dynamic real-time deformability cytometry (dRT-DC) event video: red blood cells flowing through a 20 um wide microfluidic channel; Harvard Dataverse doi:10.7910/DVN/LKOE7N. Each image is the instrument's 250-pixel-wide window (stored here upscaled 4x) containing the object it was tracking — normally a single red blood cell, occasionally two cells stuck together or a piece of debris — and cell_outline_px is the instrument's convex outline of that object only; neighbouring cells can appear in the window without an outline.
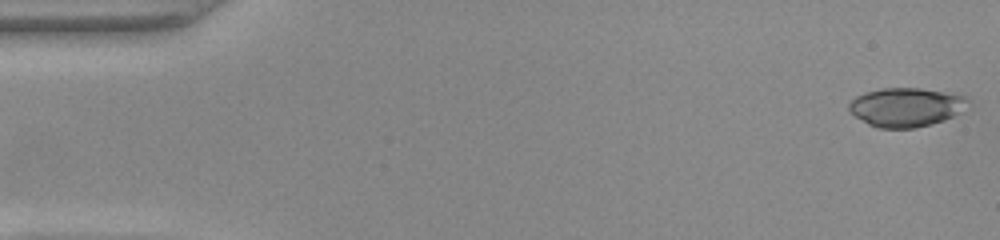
{"species": "common noctule bat (a hibernating species)", "species_latin": "Nyctalus noctula", "temperature_condition": "warm", "stored_images_in_passage": 49, "camera_frame_rate_fps": 3000, "um_per_image_px": 0.085, "animal": {"sex": "female", "body_mass_g": 22.0, "forearm_length_mm": 56.7}, "frame": {"image": 1, "passage_image": 1, "time_ms": 0.0, "image_size_px": [1000, 240], "cell_outline_px": [[968, 100], [952, 116], [944, 120], [932, 124], [916, 128], [876, 128], [868, 124], [856, 116], [848, 108], [848, 104], [856, 96], [864, 92], [884, 88], [920, 88], [964, 96]], "centroid_in_image_um": [76.92, 9.11], "position_along_channel_um": 8.1, "area_um2": 26.41}}
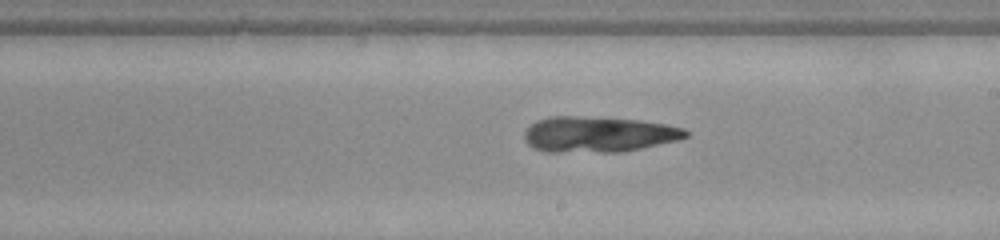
{"frame": {"image": 2, "passage_image": 28, "time_ms": 9.0, "image_size_px": [1000, 240], "cell_outline_px": [[688, 136], [676, 140], [624, 152], [544, 152], [532, 148], [524, 140], [524, 132], [536, 120], [548, 116], [580, 116], [640, 120], [668, 124], [684, 128], [688, 132]], "centroid_in_image_um": [50.83, 11.42], "position_along_channel_um": 238.2, "area_um2": 33.87}}
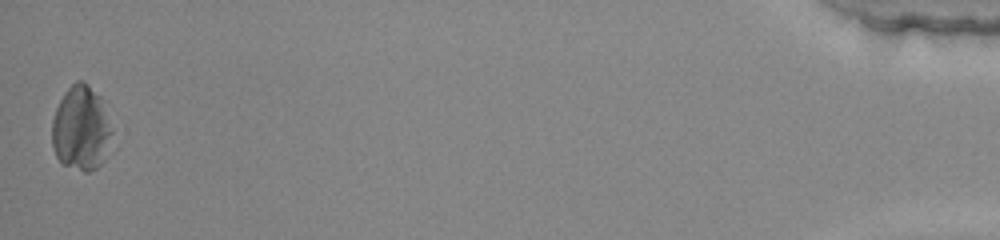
{"frame": {"image": 3, "passage_image": 49, "time_ms": 16.0, "image_size_px": [1000, 240], "cell_outline_px": [[112, 132], [104, 160], [96, 168], [88, 172], [84, 172], [60, 164], [56, 156], [52, 144], [52, 120], [56, 108], [64, 92], [76, 80], [84, 80], [104, 100]], "centroid_in_image_um": [6.88, 10.9], "position_along_channel_um": 428.3, "area_um2": 29.94}}